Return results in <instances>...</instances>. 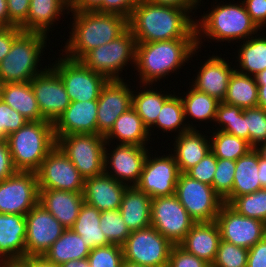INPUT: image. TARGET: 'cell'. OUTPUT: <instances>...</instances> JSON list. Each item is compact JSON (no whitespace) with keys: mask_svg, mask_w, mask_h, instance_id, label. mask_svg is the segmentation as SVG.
<instances>
[{"mask_svg":"<svg viewBox=\"0 0 266 267\" xmlns=\"http://www.w3.org/2000/svg\"><path fill=\"white\" fill-rule=\"evenodd\" d=\"M139 1L140 0H103L102 12L118 14L128 19Z\"/></svg>","mask_w":266,"mask_h":267,"instance_id":"f5cc1de1","label":"cell"},{"mask_svg":"<svg viewBox=\"0 0 266 267\" xmlns=\"http://www.w3.org/2000/svg\"><path fill=\"white\" fill-rule=\"evenodd\" d=\"M185 97H181L184 105L185 120L193 118L196 122L215 121L216 111L220 101L215 97L209 96L207 93L200 92L189 86ZM187 118V119H186Z\"/></svg>","mask_w":266,"mask_h":267,"instance_id":"f35d334b","label":"cell"},{"mask_svg":"<svg viewBox=\"0 0 266 267\" xmlns=\"http://www.w3.org/2000/svg\"><path fill=\"white\" fill-rule=\"evenodd\" d=\"M212 6V10L210 9L207 14L203 13L201 19H195L197 49L202 47V39L205 37L207 41L209 38L210 42L213 40L239 43L241 40L245 41L255 36L258 31H262L251 20L242 0L234 4L223 2Z\"/></svg>","mask_w":266,"mask_h":267,"instance_id":"277c9868","label":"cell"},{"mask_svg":"<svg viewBox=\"0 0 266 267\" xmlns=\"http://www.w3.org/2000/svg\"><path fill=\"white\" fill-rule=\"evenodd\" d=\"M121 267H149V266L140 265V264H136V263H132L127 260H124Z\"/></svg>","mask_w":266,"mask_h":267,"instance_id":"a7ac6f4b","label":"cell"},{"mask_svg":"<svg viewBox=\"0 0 266 267\" xmlns=\"http://www.w3.org/2000/svg\"><path fill=\"white\" fill-rule=\"evenodd\" d=\"M108 146L106 143L104 172L128 187L136 186L149 152L148 146L118 143L113 150H108Z\"/></svg>","mask_w":266,"mask_h":267,"instance_id":"e0dca14e","label":"cell"},{"mask_svg":"<svg viewBox=\"0 0 266 267\" xmlns=\"http://www.w3.org/2000/svg\"><path fill=\"white\" fill-rule=\"evenodd\" d=\"M175 195L195 222H214L223 199L212 186L180 173Z\"/></svg>","mask_w":266,"mask_h":267,"instance_id":"9c48e42d","label":"cell"},{"mask_svg":"<svg viewBox=\"0 0 266 267\" xmlns=\"http://www.w3.org/2000/svg\"><path fill=\"white\" fill-rule=\"evenodd\" d=\"M27 122L24 116L0 100V140H6L10 134L16 132Z\"/></svg>","mask_w":266,"mask_h":267,"instance_id":"c3c4849f","label":"cell"},{"mask_svg":"<svg viewBox=\"0 0 266 267\" xmlns=\"http://www.w3.org/2000/svg\"><path fill=\"white\" fill-rule=\"evenodd\" d=\"M67 4L71 1V0H64Z\"/></svg>","mask_w":266,"mask_h":267,"instance_id":"8c879c8a","label":"cell"},{"mask_svg":"<svg viewBox=\"0 0 266 267\" xmlns=\"http://www.w3.org/2000/svg\"><path fill=\"white\" fill-rule=\"evenodd\" d=\"M60 267H90L88 258L81 260H70L60 265Z\"/></svg>","mask_w":266,"mask_h":267,"instance_id":"03108f58","label":"cell"},{"mask_svg":"<svg viewBox=\"0 0 266 267\" xmlns=\"http://www.w3.org/2000/svg\"><path fill=\"white\" fill-rule=\"evenodd\" d=\"M38 202L35 172L17 171L0 182V213L26 215Z\"/></svg>","mask_w":266,"mask_h":267,"instance_id":"4fadbf2b","label":"cell"},{"mask_svg":"<svg viewBox=\"0 0 266 267\" xmlns=\"http://www.w3.org/2000/svg\"><path fill=\"white\" fill-rule=\"evenodd\" d=\"M141 87L142 90H140V92H134L133 90L132 108L141 117L151 136V131L156 123L157 116L159 115L163 104L173 95V93L158 91V89L155 91V87L153 88L152 84H142V86L140 84L139 88L141 89Z\"/></svg>","mask_w":266,"mask_h":267,"instance_id":"d6a6232c","label":"cell"},{"mask_svg":"<svg viewBox=\"0 0 266 267\" xmlns=\"http://www.w3.org/2000/svg\"><path fill=\"white\" fill-rule=\"evenodd\" d=\"M50 65L60 76L71 102L98 100L101 88L108 81L103 75L85 67L80 61L63 54Z\"/></svg>","mask_w":266,"mask_h":267,"instance_id":"8fae6325","label":"cell"},{"mask_svg":"<svg viewBox=\"0 0 266 267\" xmlns=\"http://www.w3.org/2000/svg\"><path fill=\"white\" fill-rule=\"evenodd\" d=\"M2 100L28 121L44 120L30 82L5 83Z\"/></svg>","mask_w":266,"mask_h":267,"instance_id":"1f68e13d","label":"cell"},{"mask_svg":"<svg viewBox=\"0 0 266 267\" xmlns=\"http://www.w3.org/2000/svg\"><path fill=\"white\" fill-rule=\"evenodd\" d=\"M17 172L6 140H0V182Z\"/></svg>","mask_w":266,"mask_h":267,"instance_id":"11a10c76","label":"cell"},{"mask_svg":"<svg viewBox=\"0 0 266 267\" xmlns=\"http://www.w3.org/2000/svg\"><path fill=\"white\" fill-rule=\"evenodd\" d=\"M39 203L69 229L78 217L84 197L83 192L39 189Z\"/></svg>","mask_w":266,"mask_h":267,"instance_id":"484cf974","label":"cell"},{"mask_svg":"<svg viewBox=\"0 0 266 267\" xmlns=\"http://www.w3.org/2000/svg\"><path fill=\"white\" fill-rule=\"evenodd\" d=\"M259 153L252 148L236 160L232 192L223 200L229 204L235 197L250 194L262 189L258 176Z\"/></svg>","mask_w":266,"mask_h":267,"instance_id":"4dcf8cb0","label":"cell"},{"mask_svg":"<svg viewBox=\"0 0 266 267\" xmlns=\"http://www.w3.org/2000/svg\"><path fill=\"white\" fill-rule=\"evenodd\" d=\"M100 213L98 209L84 202L71 227L91 250L110 245L100 228Z\"/></svg>","mask_w":266,"mask_h":267,"instance_id":"8d00e7d4","label":"cell"},{"mask_svg":"<svg viewBox=\"0 0 266 267\" xmlns=\"http://www.w3.org/2000/svg\"><path fill=\"white\" fill-rule=\"evenodd\" d=\"M235 168L236 161L217 158L212 188L223 200L232 192Z\"/></svg>","mask_w":266,"mask_h":267,"instance_id":"f6af8a7d","label":"cell"},{"mask_svg":"<svg viewBox=\"0 0 266 267\" xmlns=\"http://www.w3.org/2000/svg\"><path fill=\"white\" fill-rule=\"evenodd\" d=\"M9 27L7 0H0V28Z\"/></svg>","mask_w":266,"mask_h":267,"instance_id":"be15d7a7","label":"cell"},{"mask_svg":"<svg viewBox=\"0 0 266 267\" xmlns=\"http://www.w3.org/2000/svg\"><path fill=\"white\" fill-rule=\"evenodd\" d=\"M208 265L204 260L186 252L179 245H173L167 267H207Z\"/></svg>","mask_w":266,"mask_h":267,"instance_id":"f907efd6","label":"cell"},{"mask_svg":"<svg viewBox=\"0 0 266 267\" xmlns=\"http://www.w3.org/2000/svg\"><path fill=\"white\" fill-rule=\"evenodd\" d=\"M222 102L242 109L258 107V85L255 76L240 73L235 69Z\"/></svg>","mask_w":266,"mask_h":267,"instance_id":"d590c367","label":"cell"},{"mask_svg":"<svg viewBox=\"0 0 266 267\" xmlns=\"http://www.w3.org/2000/svg\"><path fill=\"white\" fill-rule=\"evenodd\" d=\"M258 85V107L266 110V69L255 75Z\"/></svg>","mask_w":266,"mask_h":267,"instance_id":"6125c7cd","label":"cell"},{"mask_svg":"<svg viewBox=\"0 0 266 267\" xmlns=\"http://www.w3.org/2000/svg\"><path fill=\"white\" fill-rule=\"evenodd\" d=\"M229 205L243 216L266 223V188L235 197Z\"/></svg>","mask_w":266,"mask_h":267,"instance_id":"b9f144b4","label":"cell"},{"mask_svg":"<svg viewBox=\"0 0 266 267\" xmlns=\"http://www.w3.org/2000/svg\"><path fill=\"white\" fill-rule=\"evenodd\" d=\"M255 149L258 151L260 157L266 160V141L259 144Z\"/></svg>","mask_w":266,"mask_h":267,"instance_id":"003e7915","label":"cell"},{"mask_svg":"<svg viewBox=\"0 0 266 267\" xmlns=\"http://www.w3.org/2000/svg\"><path fill=\"white\" fill-rule=\"evenodd\" d=\"M247 267H266V236L248 250Z\"/></svg>","mask_w":266,"mask_h":267,"instance_id":"9f6ffc18","label":"cell"},{"mask_svg":"<svg viewBox=\"0 0 266 267\" xmlns=\"http://www.w3.org/2000/svg\"><path fill=\"white\" fill-rule=\"evenodd\" d=\"M151 199L136 186L126 188L119 210L130 231L151 225Z\"/></svg>","mask_w":266,"mask_h":267,"instance_id":"f546056e","label":"cell"},{"mask_svg":"<svg viewBox=\"0 0 266 267\" xmlns=\"http://www.w3.org/2000/svg\"><path fill=\"white\" fill-rule=\"evenodd\" d=\"M148 1L157 5L185 9L190 14V16H192L191 13L193 12V10L196 11V9H198L197 8L198 6H201L202 0H148Z\"/></svg>","mask_w":266,"mask_h":267,"instance_id":"680465c9","label":"cell"},{"mask_svg":"<svg viewBox=\"0 0 266 267\" xmlns=\"http://www.w3.org/2000/svg\"><path fill=\"white\" fill-rule=\"evenodd\" d=\"M211 152L221 159L236 161L252 149L248 141L221 130H210Z\"/></svg>","mask_w":266,"mask_h":267,"instance_id":"60d3db41","label":"cell"},{"mask_svg":"<svg viewBox=\"0 0 266 267\" xmlns=\"http://www.w3.org/2000/svg\"><path fill=\"white\" fill-rule=\"evenodd\" d=\"M90 251L91 249L84 243L82 237L69 228L64 230L43 256L48 261L61 265L70 260L88 258Z\"/></svg>","mask_w":266,"mask_h":267,"instance_id":"836d02e7","label":"cell"},{"mask_svg":"<svg viewBox=\"0 0 266 267\" xmlns=\"http://www.w3.org/2000/svg\"><path fill=\"white\" fill-rule=\"evenodd\" d=\"M20 27L10 26L0 28V62L9 53L14 39L22 32Z\"/></svg>","mask_w":266,"mask_h":267,"instance_id":"6f0895ef","label":"cell"},{"mask_svg":"<svg viewBox=\"0 0 266 267\" xmlns=\"http://www.w3.org/2000/svg\"><path fill=\"white\" fill-rule=\"evenodd\" d=\"M136 44L132 31L127 28L116 39L87 52L79 61L108 80L124 79L121 74L124 68L129 63L135 67Z\"/></svg>","mask_w":266,"mask_h":267,"instance_id":"52a82bcc","label":"cell"},{"mask_svg":"<svg viewBox=\"0 0 266 267\" xmlns=\"http://www.w3.org/2000/svg\"><path fill=\"white\" fill-rule=\"evenodd\" d=\"M243 110L241 107L220 102L214 121L218 125L215 130L245 139L249 143V131L246 130V115Z\"/></svg>","mask_w":266,"mask_h":267,"instance_id":"ab89813d","label":"cell"},{"mask_svg":"<svg viewBox=\"0 0 266 267\" xmlns=\"http://www.w3.org/2000/svg\"><path fill=\"white\" fill-rule=\"evenodd\" d=\"M26 257L42 256L66 229L39 202L25 215Z\"/></svg>","mask_w":266,"mask_h":267,"instance_id":"d6986e66","label":"cell"},{"mask_svg":"<svg viewBox=\"0 0 266 267\" xmlns=\"http://www.w3.org/2000/svg\"><path fill=\"white\" fill-rule=\"evenodd\" d=\"M4 85H5V82L0 77V100H2Z\"/></svg>","mask_w":266,"mask_h":267,"instance_id":"89a4df30","label":"cell"},{"mask_svg":"<svg viewBox=\"0 0 266 267\" xmlns=\"http://www.w3.org/2000/svg\"><path fill=\"white\" fill-rule=\"evenodd\" d=\"M6 141L16 170L35 173L57 145L53 123L46 120L28 121Z\"/></svg>","mask_w":266,"mask_h":267,"instance_id":"5b68a950","label":"cell"},{"mask_svg":"<svg viewBox=\"0 0 266 267\" xmlns=\"http://www.w3.org/2000/svg\"><path fill=\"white\" fill-rule=\"evenodd\" d=\"M150 153L147 154L136 187L151 198L175 194L180 171L174 156L169 153L156 157Z\"/></svg>","mask_w":266,"mask_h":267,"instance_id":"2e32d148","label":"cell"},{"mask_svg":"<svg viewBox=\"0 0 266 267\" xmlns=\"http://www.w3.org/2000/svg\"><path fill=\"white\" fill-rule=\"evenodd\" d=\"M215 222L221 240L248 250L266 236V223L243 216L227 203L220 207Z\"/></svg>","mask_w":266,"mask_h":267,"instance_id":"9a60e30c","label":"cell"},{"mask_svg":"<svg viewBox=\"0 0 266 267\" xmlns=\"http://www.w3.org/2000/svg\"><path fill=\"white\" fill-rule=\"evenodd\" d=\"M90 267H121L124 258L122 246L110 244L97 247L88 256Z\"/></svg>","mask_w":266,"mask_h":267,"instance_id":"7dc6e473","label":"cell"},{"mask_svg":"<svg viewBox=\"0 0 266 267\" xmlns=\"http://www.w3.org/2000/svg\"><path fill=\"white\" fill-rule=\"evenodd\" d=\"M73 15L70 36L60 49L66 58L80 60L87 52L111 42L128 28L124 16L98 11H69ZM65 54H64V53Z\"/></svg>","mask_w":266,"mask_h":267,"instance_id":"7a4b0ae2","label":"cell"},{"mask_svg":"<svg viewBox=\"0 0 266 267\" xmlns=\"http://www.w3.org/2000/svg\"><path fill=\"white\" fill-rule=\"evenodd\" d=\"M36 174L39 189L84 190V177L57 145L42 161Z\"/></svg>","mask_w":266,"mask_h":267,"instance_id":"5bb4252c","label":"cell"},{"mask_svg":"<svg viewBox=\"0 0 266 267\" xmlns=\"http://www.w3.org/2000/svg\"><path fill=\"white\" fill-rule=\"evenodd\" d=\"M127 187L105 172L86 178L83 190L84 202L100 212L119 209Z\"/></svg>","mask_w":266,"mask_h":267,"instance_id":"cb8c5ba5","label":"cell"},{"mask_svg":"<svg viewBox=\"0 0 266 267\" xmlns=\"http://www.w3.org/2000/svg\"><path fill=\"white\" fill-rule=\"evenodd\" d=\"M57 146L86 178L104 173L105 138L99 134H70L60 136Z\"/></svg>","mask_w":266,"mask_h":267,"instance_id":"ba28073f","label":"cell"},{"mask_svg":"<svg viewBox=\"0 0 266 267\" xmlns=\"http://www.w3.org/2000/svg\"><path fill=\"white\" fill-rule=\"evenodd\" d=\"M21 267H60L42 256H28L19 262Z\"/></svg>","mask_w":266,"mask_h":267,"instance_id":"94428289","label":"cell"},{"mask_svg":"<svg viewBox=\"0 0 266 267\" xmlns=\"http://www.w3.org/2000/svg\"><path fill=\"white\" fill-rule=\"evenodd\" d=\"M47 36L38 32L22 31L14 39L9 53L0 62V77L5 83L30 82L46 69L40 61L43 60L42 54L49 40Z\"/></svg>","mask_w":266,"mask_h":267,"instance_id":"8992f818","label":"cell"},{"mask_svg":"<svg viewBox=\"0 0 266 267\" xmlns=\"http://www.w3.org/2000/svg\"><path fill=\"white\" fill-rule=\"evenodd\" d=\"M247 13L251 20L261 30L266 26V0H243Z\"/></svg>","mask_w":266,"mask_h":267,"instance_id":"db71d44e","label":"cell"},{"mask_svg":"<svg viewBox=\"0 0 266 267\" xmlns=\"http://www.w3.org/2000/svg\"><path fill=\"white\" fill-rule=\"evenodd\" d=\"M104 138L106 143L110 145L113 143V139L114 144L119 142V144L138 146H147L150 143L149 141L152 140L148 128L132 107L118 117L112 129Z\"/></svg>","mask_w":266,"mask_h":267,"instance_id":"f1b7e54d","label":"cell"},{"mask_svg":"<svg viewBox=\"0 0 266 267\" xmlns=\"http://www.w3.org/2000/svg\"><path fill=\"white\" fill-rule=\"evenodd\" d=\"M103 0H71L67 6L69 11H98L102 12Z\"/></svg>","mask_w":266,"mask_h":267,"instance_id":"91938a15","label":"cell"},{"mask_svg":"<svg viewBox=\"0 0 266 267\" xmlns=\"http://www.w3.org/2000/svg\"><path fill=\"white\" fill-rule=\"evenodd\" d=\"M248 249L220 241L212 267H247Z\"/></svg>","mask_w":266,"mask_h":267,"instance_id":"ee69618b","label":"cell"},{"mask_svg":"<svg viewBox=\"0 0 266 267\" xmlns=\"http://www.w3.org/2000/svg\"><path fill=\"white\" fill-rule=\"evenodd\" d=\"M217 166V157L210 151L199 163L190 168L186 174L197 181L212 186Z\"/></svg>","mask_w":266,"mask_h":267,"instance_id":"681fc988","label":"cell"},{"mask_svg":"<svg viewBox=\"0 0 266 267\" xmlns=\"http://www.w3.org/2000/svg\"><path fill=\"white\" fill-rule=\"evenodd\" d=\"M246 130L249 131V144L256 148L266 141V110L261 107L246 108Z\"/></svg>","mask_w":266,"mask_h":267,"instance_id":"bcb514c9","label":"cell"},{"mask_svg":"<svg viewBox=\"0 0 266 267\" xmlns=\"http://www.w3.org/2000/svg\"><path fill=\"white\" fill-rule=\"evenodd\" d=\"M67 11V13L65 12ZM64 14H63V13ZM69 10L64 0H30L27 21L20 27L25 32H38L49 36L54 23Z\"/></svg>","mask_w":266,"mask_h":267,"instance_id":"83f0119b","label":"cell"},{"mask_svg":"<svg viewBox=\"0 0 266 267\" xmlns=\"http://www.w3.org/2000/svg\"><path fill=\"white\" fill-rule=\"evenodd\" d=\"M25 215L0 213V263H19L26 257Z\"/></svg>","mask_w":266,"mask_h":267,"instance_id":"603a6c76","label":"cell"},{"mask_svg":"<svg viewBox=\"0 0 266 267\" xmlns=\"http://www.w3.org/2000/svg\"><path fill=\"white\" fill-rule=\"evenodd\" d=\"M0 267H16V263H0Z\"/></svg>","mask_w":266,"mask_h":267,"instance_id":"2644e50d","label":"cell"},{"mask_svg":"<svg viewBox=\"0 0 266 267\" xmlns=\"http://www.w3.org/2000/svg\"><path fill=\"white\" fill-rule=\"evenodd\" d=\"M220 241V230L215 221L195 222L178 245L186 252L212 265L215 261Z\"/></svg>","mask_w":266,"mask_h":267,"instance_id":"d4e9b609","label":"cell"},{"mask_svg":"<svg viewBox=\"0 0 266 267\" xmlns=\"http://www.w3.org/2000/svg\"><path fill=\"white\" fill-rule=\"evenodd\" d=\"M97 100L71 102L53 124L55 138L70 134H97Z\"/></svg>","mask_w":266,"mask_h":267,"instance_id":"7402d4cb","label":"cell"},{"mask_svg":"<svg viewBox=\"0 0 266 267\" xmlns=\"http://www.w3.org/2000/svg\"><path fill=\"white\" fill-rule=\"evenodd\" d=\"M31 81V87L43 119L55 123L71 101L58 73L48 64ZM48 67V68H47Z\"/></svg>","mask_w":266,"mask_h":267,"instance_id":"ac0fdd59","label":"cell"},{"mask_svg":"<svg viewBox=\"0 0 266 267\" xmlns=\"http://www.w3.org/2000/svg\"><path fill=\"white\" fill-rule=\"evenodd\" d=\"M258 176L261 183L262 188H266V160L261 158L259 155V163H258Z\"/></svg>","mask_w":266,"mask_h":267,"instance_id":"e7e4bbea","label":"cell"},{"mask_svg":"<svg viewBox=\"0 0 266 267\" xmlns=\"http://www.w3.org/2000/svg\"><path fill=\"white\" fill-rule=\"evenodd\" d=\"M194 223L175 194L151 199V226L172 244L178 245Z\"/></svg>","mask_w":266,"mask_h":267,"instance_id":"7c38bea8","label":"cell"},{"mask_svg":"<svg viewBox=\"0 0 266 267\" xmlns=\"http://www.w3.org/2000/svg\"><path fill=\"white\" fill-rule=\"evenodd\" d=\"M124 80H108L101 88L97 100V134L103 137L110 132L118 117L132 107L133 89Z\"/></svg>","mask_w":266,"mask_h":267,"instance_id":"ffe728a7","label":"cell"},{"mask_svg":"<svg viewBox=\"0 0 266 267\" xmlns=\"http://www.w3.org/2000/svg\"><path fill=\"white\" fill-rule=\"evenodd\" d=\"M200 131L190 129L173 138L175 139L174 149L172 148L174 153L170 152L175 158L180 173H186L211 151L210 138Z\"/></svg>","mask_w":266,"mask_h":267,"instance_id":"4316f807","label":"cell"},{"mask_svg":"<svg viewBox=\"0 0 266 267\" xmlns=\"http://www.w3.org/2000/svg\"><path fill=\"white\" fill-rule=\"evenodd\" d=\"M189 15L182 8L140 0L128 18V28L136 43L196 39L195 20Z\"/></svg>","mask_w":266,"mask_h":267,"instance_id":"6da1fadb","label":"cell"},{"mask_svg":"<svg viewBox=\"0 0 266 267\" xmlns=\"http://www.w3.org/2000/svg\"><path fill=\"white\" fill-rule=\"evenodd\" d=\"M172 244L151 225L131 231L122 245L123 258L149 267H167Z\"/></svg>","mask_w":266,"mask_h":267,"instance_id":"30bf717a","label":"cell"},{"mask_svg":"<svg viewBox=\"0 0 266 267\" xmlns=\"http://www.w3.org/2000/svg\"><path fill=\"white\" fill-rule=\"evenodd\" d=\"M221 56L212 55L210 57L209 55L207 61L202 62L198 67L197 77L194 76L195 79L190 82L193 88L215 97L220 102L225 98L229 79L236 67L234 65L231 67L232 62L229 63Z\"/></svg>","mask_w":266,"mask_h":267,"instance_id":"44dd1931","label":"cell"},{"mask_svg":"<svg viewBox=\"0 0 266 267\" xmlns=\"http://www.w3.org/2000/svg\"><path fill=\"white\" fill-rule=\"evenodd\" d=\"M9 27H21L26 21L30 9V0H7Z\"/></svg>","mask_w":266,"mask_h":267,"instance_id":"816d5d0a","label":"cell"},{"mask_svg":"<svg viewBox=\"0 0 266 267\" xmlns=\"http://www.w3.org/2000/svg\"><path fill=\"white\" fill-rule=\"evenodd\" d=\"M252 36L251 38L241 41L238 49V56L236 61L238 62L235 68L238 72L255 76L259 72L266 69V37L265 35Z\"/></svg>","mask_w":266,"mask_h":267,"instance_id":"e575fe53","label":"cell"},{"mask_svg":"<svg viewBox=\"0 0 266 267\" xmlns=\"http://www.w3.org/2000/svg\"><path fill=\"white\" fill-rule=\"evenodd\" d=\"M196 39H173L169 41H155L137 43L135 55V69L139 75V84H156L176 73L185 66L187 61L198 53ZM194 54V55H193Z\"/></svg>","mask_w":266,"mask_h":267,"instance_id":"3957f363","label":"cell"},{"mask_svg":"<svg viewBox=\"0 0 266 267\" xmlns=\"http://www.w3.org/2000/svg\"><path fill=\"white\" fill-rule=\"evenodd\" d=\"M100 228L110 244L122 246L131 234L126 226L120 210H108L100 213Z\"/></svg>","mask_w":266,"mask_h":267,"instance_id":"7bdbcfd3","label":"cell"},{"mask_svg":"<svg viewBox=\"0 0 266 267\" xmlns=\"http://www.w3.org/2000/svg\"><path fill=\"white\" fill-rule=\"evenodd\" d=\"M173 94L162 106L156 123L153 128L157 127L165 133L173 132L181 133L187 132L190 129H196V125H192L185 120L184 105L181 96ZM186 121V122H185ZM182 125V126H181ZM194 126V127H193Z\"/></svg>","mask_w":266,"mask_h":267,"instance_id":"74e56055","label":"cell"}]
</instances>
